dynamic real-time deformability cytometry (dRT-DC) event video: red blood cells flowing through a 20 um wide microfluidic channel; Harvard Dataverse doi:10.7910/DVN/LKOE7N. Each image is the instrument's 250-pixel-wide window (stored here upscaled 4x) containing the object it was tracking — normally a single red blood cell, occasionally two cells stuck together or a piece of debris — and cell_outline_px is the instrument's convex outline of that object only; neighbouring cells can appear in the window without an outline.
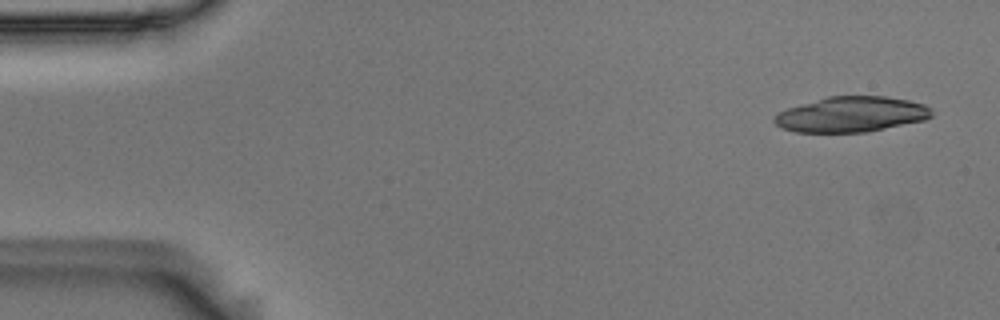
{"species": "Egyptian fruit bat (a non-hibernating species)", "species_latin": "Rousettus aegyptiacus", "temperature_condition": "room temperature", "stored_images_in_passage": 3, "camera_frame_rate_fps": 3000, "um_per_image_px": 0.085, "animal": {"sex": "male"}, "frame": {"image": 1, "passage_image": 1, "time_ms": 0.0, "image_size_px": [1000, 320], "cell_outline_px": [[932, 116], [924, 120], [868, 132], [796, 132], [780, 128], [772, 120], [780, 112], [788, 108], [828, 96], [884, 96], [908, 100], [924, 104], [932, 108]], "centroid_in_image_um": [72.38, 9.72], "position_along_channel_um": 12.6, "area_um2": 32.37}}